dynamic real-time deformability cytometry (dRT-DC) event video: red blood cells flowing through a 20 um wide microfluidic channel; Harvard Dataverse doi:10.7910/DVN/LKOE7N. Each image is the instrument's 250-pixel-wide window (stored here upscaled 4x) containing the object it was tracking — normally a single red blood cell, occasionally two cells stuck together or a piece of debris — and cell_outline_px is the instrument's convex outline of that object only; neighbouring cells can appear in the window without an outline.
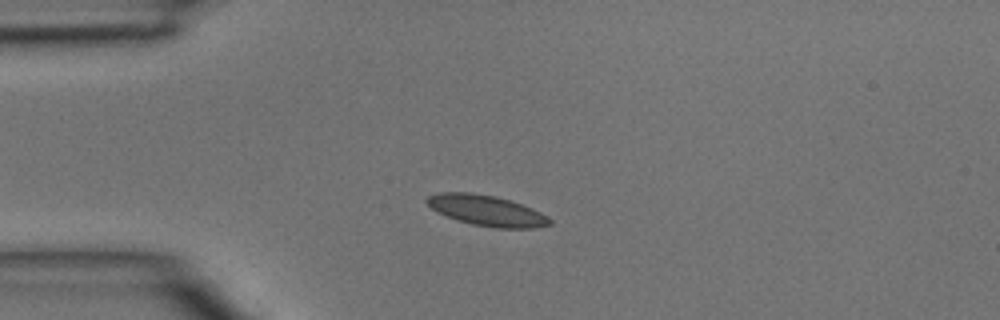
{"species": "common noctule bat (a hibernating species)", "species_latin": "Nyctalus noctula", "temperature_condition": "room temperature", "stored_images_in_passage": 3, "camera_frame_rate_fps": 3000, "um_per_image_px": 0.085, "animal": {"sex": "male", "body_mass_g": 15.6}, "frame": {"image": 1, "passage_image": 2, "time_ms": 0.333, "image_size_px": [1000, 320], "cell_outline_px": [[552, 224], [536, 228], [496, 228], [472, 224], [456, 220], [436, 212], [424, 200], [428, 196], [440, 192], [472, 192], [496, 196], [532, 208], [548, 216], [552, 220]], "centroid_in_image_um": [41.36, 17.9], "position_along_channel_um": 43.6, "area_um2": 22.02}}